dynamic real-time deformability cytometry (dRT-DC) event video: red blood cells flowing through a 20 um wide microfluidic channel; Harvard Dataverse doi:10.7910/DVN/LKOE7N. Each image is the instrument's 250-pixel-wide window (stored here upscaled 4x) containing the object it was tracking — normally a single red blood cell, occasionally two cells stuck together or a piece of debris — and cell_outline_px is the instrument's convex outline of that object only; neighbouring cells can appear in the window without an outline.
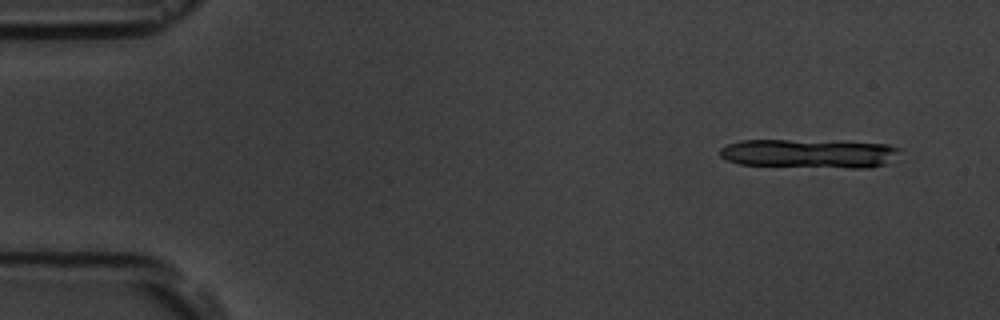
{"species": "common noctule bat (a hibernating species)", "species_latin": "Nyctalus noctula", "temperature_condition": "room temperature", "stored_images_in_passage": 5, "camera_frame_rate_fps": 3000, "um_per_image_px": 0.085, "animal": {"sex": "male", "body_mass_g": 19.5, "forearm_length_mm": 54.6}, "frame": {"image": 1, "passage_image": 2, "time_ms": 1.0, "image_size_px": [1000, 320], "cell_outline_px": [[900, 148], [884, 164], [868, 168], [852, 168], [740, 164], [728, 160], [720, 156], [720, 148], [728, 144], [740, 140], [840, 140], [888, 144]], "centroid_in_image_um": [68.76, 13.02], "position_along_channel_um": 16.2, "area_um2": 30.35}}
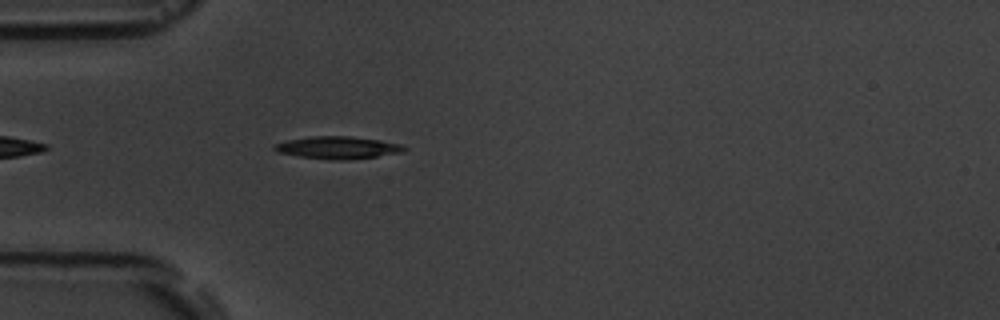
{"frame": {"image": 2, "passage_image": 5, "time_ms": 5.333, "image_size_px": [1000, 320], "cell_outline_px": [[408, 148], [404, 152], [376, 156], [344, 160], [332, 160], [300, 156], [276, 152], [272, 148], [272, 144], [288, 140], [308, 136], [348, 136], [380, 140], [400, 144]], "centroid_in_image_um": [28.67, 12.54], "position_along_channel_um": 56.3, "area_um2": 16.94}}